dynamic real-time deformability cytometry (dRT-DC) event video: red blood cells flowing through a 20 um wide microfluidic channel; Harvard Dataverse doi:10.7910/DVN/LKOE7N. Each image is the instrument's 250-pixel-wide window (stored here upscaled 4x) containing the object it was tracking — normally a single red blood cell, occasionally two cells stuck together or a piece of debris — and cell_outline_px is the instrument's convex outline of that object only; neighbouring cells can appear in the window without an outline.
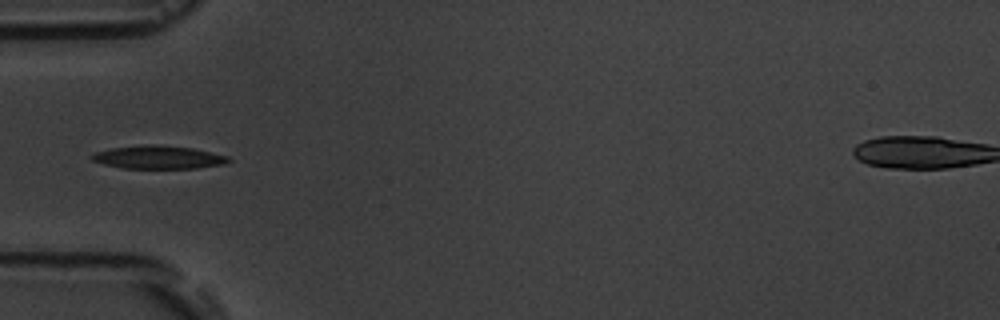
{"species": "common noctule bat (a hibernating species)", "species_latin": "Nyctalus noctula", "temperature_condition": "room temperature", "stored_images_in_passage": 7, "camera_frame_rate_fps": 3000, "um_per_image_px": 0.085, "animal": {"sex": "male", "body_mass_g": 19.5, "forearm_length_mm": 54.6}, "frame": {"image": 1, "passage_image": 5, "time_ms": 4.667, "image_size_px": [1000, 320], "cell_outline_px": [[232, 160], [224, 164], [196, 168], [124, 168], [104, 164], [92, 160], [88, 156], [92, 152], [112, 148], [152, 144], [192, 148], [228, 156]], "centroid_in_image_um": [13.43, 13.37], "position_along_channel_um": 71.6, "area_um2": 18.32}}
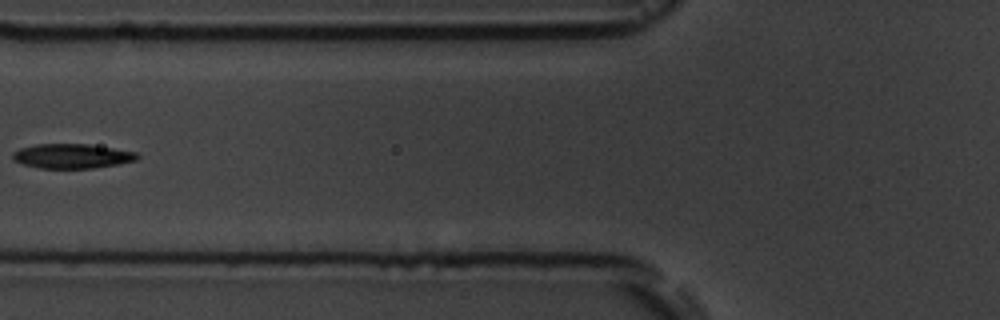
{"frame": {"image": 2, "passage_image": 6, "time_ms": 6.0, "image_size_px": [1000, 320], "cell_outline_px": [[140, 156], [136, 160], [116, 164], [92, 168], [40, 168], [24, 164], [12, 160], [12, 152], [20, 148], [36, 144], [88, 144], [136, 152]], "centroid_in_image_um": [6.08, 13.26], "position_along_channel_um": 119.7, "area_um2": 17.69}}
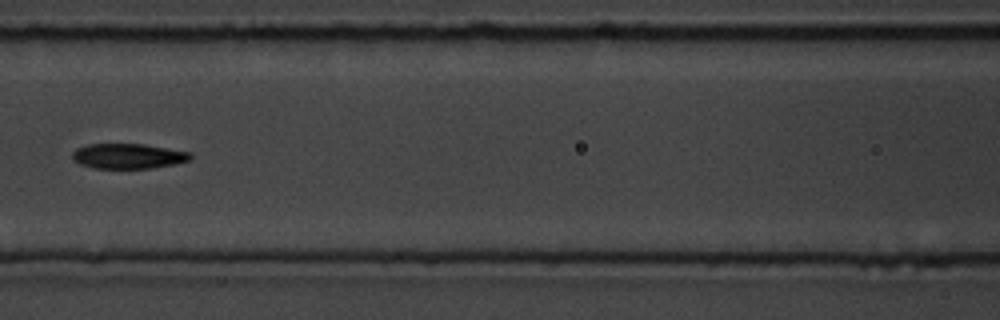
{"frame": {"image": 3, "passage_image": 7, "time_ms": 7.0, "image_size_px": [1000, 320], "cell_outline_px": [[192, 160], [176, 164], [152, 168], [92, 168], [80, 164], [72, 160], [72, 152], [76, 148], [88, 144], [144, 144], [192, 152]], "centroid_in_image_um": [10.91, 13.27], "position_along_channel_um": 155.7, "area_um2": 17.51}}